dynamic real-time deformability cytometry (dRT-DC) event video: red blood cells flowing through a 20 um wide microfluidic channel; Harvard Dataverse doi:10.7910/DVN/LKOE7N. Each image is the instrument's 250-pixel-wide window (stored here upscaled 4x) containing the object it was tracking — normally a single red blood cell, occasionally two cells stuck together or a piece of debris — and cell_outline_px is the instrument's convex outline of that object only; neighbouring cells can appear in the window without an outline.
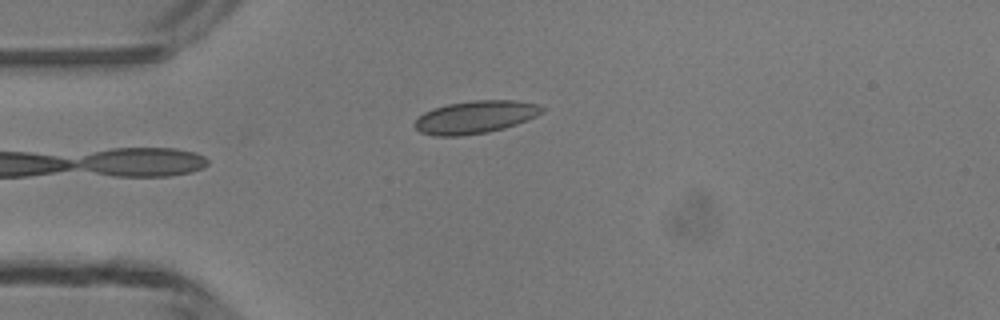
{"species": "common noctule bat (a hibernating species)", "species_latin": "Nyctalus noctula", "temperature_condition": "room temperature", "stored_images_in_passage": 5, "camera_frame_rate_fps": 3000, "um_per_image_px": 0.085, "animal": {"sex": "male", "body_mass_g": 13.3}, "frame": {"image": 1, "passage_image": 5, "time_ms": 4.333, "image_size_px": [1000, 320], "cell_outline_px": [[544, 112], [536, 116], [516, 124], [504, 128], [488, 132], [460, 136], [436, 136], [420, 132], [412, 124], [424, 112], [432, 108], [448, 104], [472, 100], [516, 100], [540, 104], [544, 108]], "centroid_in_image_um": [40.41, 9.94], "position_along_channel_um": 44.6, "area_um2": 24.39}}